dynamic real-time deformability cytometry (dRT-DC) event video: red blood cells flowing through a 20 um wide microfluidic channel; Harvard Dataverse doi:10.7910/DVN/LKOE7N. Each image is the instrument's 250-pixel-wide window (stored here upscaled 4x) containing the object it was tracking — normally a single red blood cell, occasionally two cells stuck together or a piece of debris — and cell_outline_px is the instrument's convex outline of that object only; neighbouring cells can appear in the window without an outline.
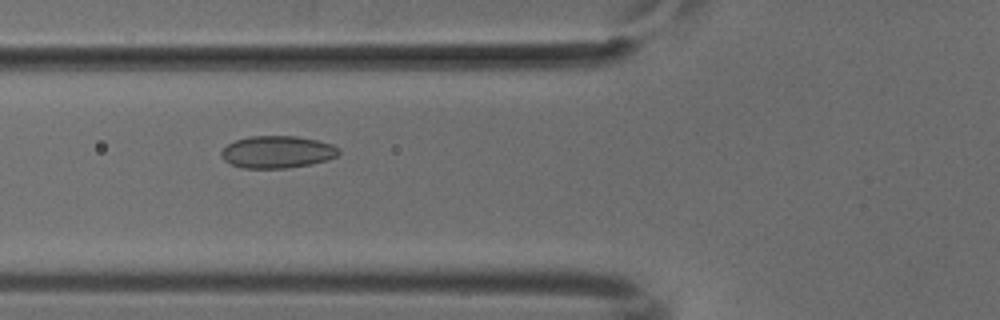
{"species": "common noctule bat (a hibernating species)", "species_latin": "Nyctalus noctula", "temperature_condition": "cold", "stored_images_in_passage": 51, "camera_frame_rate_fps": 3000, "um_per_image_px": 0.085, "animal": {"sex": "male", "body_mass_g": 18.8}, "frame": {"image": 1, "passage_image": 20, "time_ms": 6.333, "image_size_px": [1000, 320], "cell_outline_px": [[340, 152], [336, 156], [328, 160], [312, 164], [288, 168], [244, 168], [232, 164], [224, 160], [220, 152], [228, 144], [236, 140], [248, 136], [296, 136], [316, 140], [332, 144], [340, 148]], "centroid_in_image_um": [23.59, 12.92], "position_along_channel_um": 102.2, "area_um2": 22.08}}
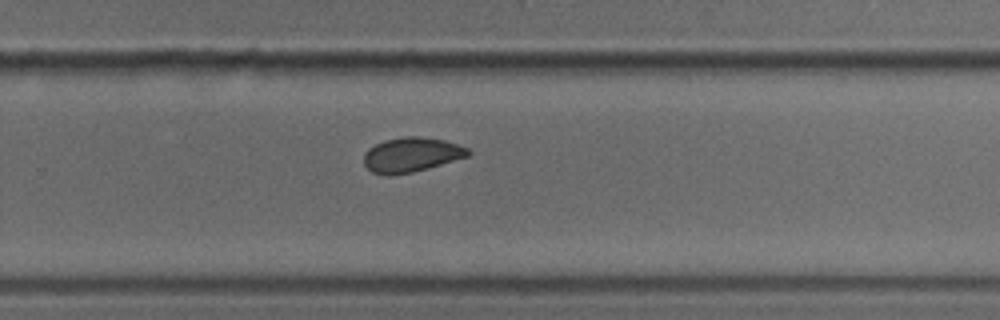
{"frame": {"image": 2, "passage_image": 35, "time_ms": 11.333, "image_size_px": [1000, 320], "cell_outline_px": [[472, 152], [468, 156], [428, 168], [412, 172], [392, 176], [388, 176], [372, 172], [364, 164], [364, 152], [368, 148], [384, 140], [404, 136], [416, 136], [444, 140], [468, 148]], "centroid_in_image_um": [34.94, 13.16], "position_along_channel_um": 294.9, "area_um2": 21.04}}
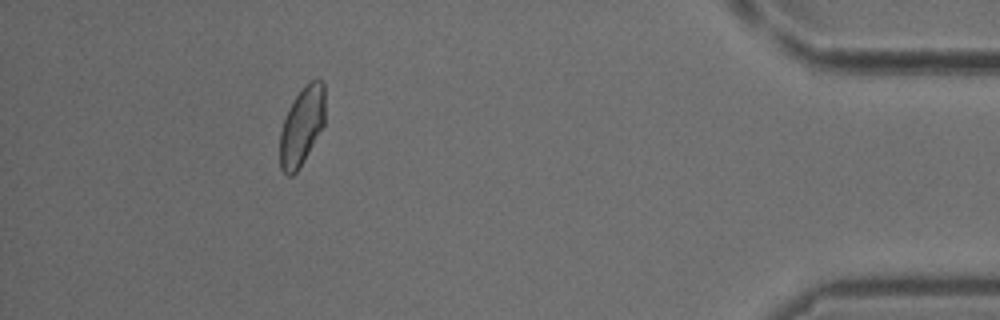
{"frame": {"image": 3, "passage_image": 48, "time_ms": 15.667, "image_size_px": [1000, 320], "cell_outline_px": [[324, 124], [304, 160], [296, 172], [292, 176], [288, 176], [280, 168], [280, 132], [288, 108], [292, 100], [312, 80], [320, 80], [324, 84]], "centroid_in_image_um": [25.64, 10.75], "position_along_channel_um": 409.6, "area_um2": 20.23}}